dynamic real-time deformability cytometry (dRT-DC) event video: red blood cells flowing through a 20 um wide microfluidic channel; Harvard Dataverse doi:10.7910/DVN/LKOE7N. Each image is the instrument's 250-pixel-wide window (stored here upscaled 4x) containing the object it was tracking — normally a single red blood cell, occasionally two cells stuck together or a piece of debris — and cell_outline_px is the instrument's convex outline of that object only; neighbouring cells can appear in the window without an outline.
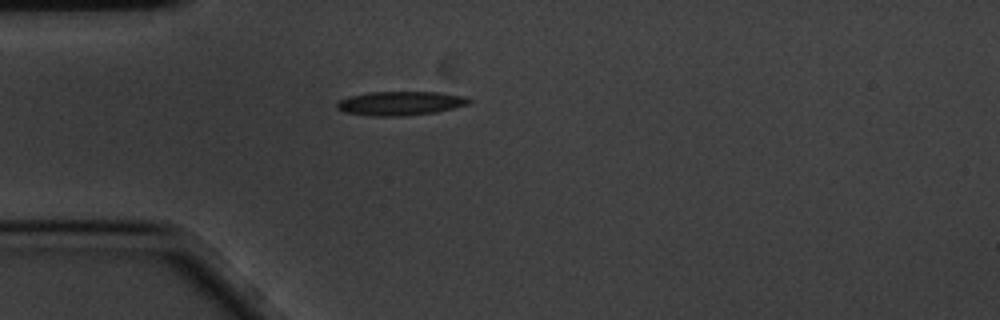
{"species": "common noctule bat (a hibernating species)", "species_latin": "Nyctalus noctula", "temperature_condition": "cold", "stored_images_in_passage": 1, "camera_frame_rate_fps": 3000, "um_per_image_px": 0.085, "animal": {"sex": "male", "body_mass_g": 20.1, "forearm_length_mm": 53.5}, "frame": {"image": 1, "passage_image": 1, "time_ms": 0.0, "image_size_px": [1000, 320], "cell_outline_px": [[472, 100], [468, 104], [436, 112], [404, 116], [372, 116], [344, 112], [336, 108], [336, 104], [340, 100], [348, 96], [368, 92], [440, 92], [464, 96]], "centroid_in_image_um": [34.0, 8.78], "position_along_channel_um": 51.0, "area_um2": 18.5}}